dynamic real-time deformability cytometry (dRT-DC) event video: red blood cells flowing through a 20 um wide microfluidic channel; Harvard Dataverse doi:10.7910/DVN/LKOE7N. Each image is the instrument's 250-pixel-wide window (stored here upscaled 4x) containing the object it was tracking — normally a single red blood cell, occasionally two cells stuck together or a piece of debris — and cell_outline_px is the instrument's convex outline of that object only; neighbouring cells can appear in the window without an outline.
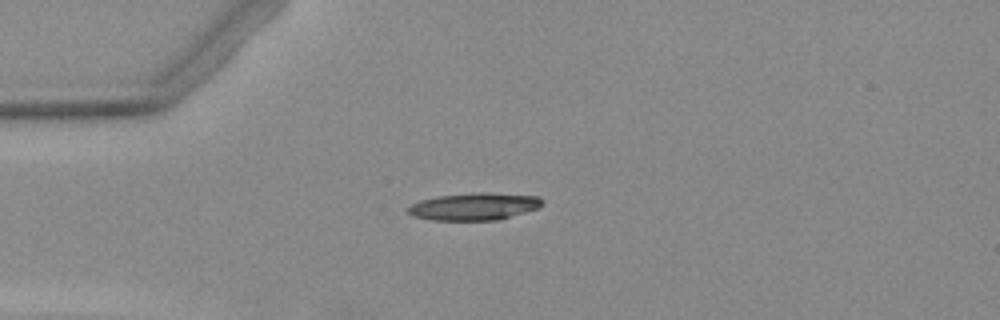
{"species": "Egyptian fruit bat (a non-hibernating species)", "species_latin": "Rousettus aegyptiacus", "temperature_condition": "warm", "stored_images_in_passage": 2, "camera_frame_rate_fps": 3000, "um_per_image_px": 0.085, "animal": {"sex": "female"}, "frame": {"image": 1, "passage_image": 1, "time_ms": 0.0, "image_size_px": [1000, 320], "cell_outline_px": [[544, 204], [540, 208], [500, 220], [432, 220], [412, 216], [408, 212], [408, 208], [412, 204], [420, 200], [436, 196], [480, 192], [484, 192], [536, 196], [544, 200]], "centroid_in_image_um": [40.34, 17.55], "position_along_channel_um": 44.7, "area_um2": 21.5}}